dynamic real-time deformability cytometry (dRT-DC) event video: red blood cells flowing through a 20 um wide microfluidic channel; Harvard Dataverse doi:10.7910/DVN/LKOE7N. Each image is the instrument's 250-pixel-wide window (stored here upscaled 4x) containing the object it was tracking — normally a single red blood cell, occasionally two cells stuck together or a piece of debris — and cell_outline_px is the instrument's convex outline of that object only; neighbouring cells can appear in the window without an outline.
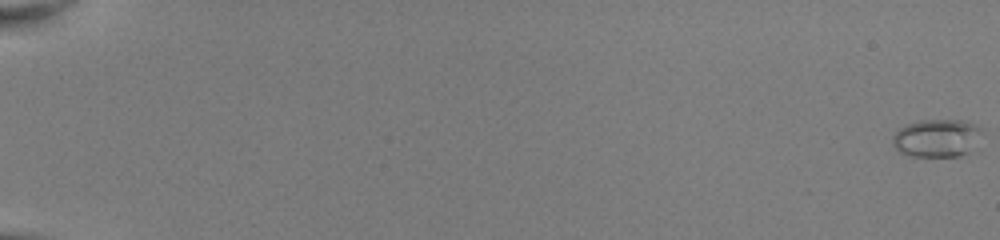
{"species": "common noctule bat (a hibernating species)", "species_latin": "Nyctalus noctula", "temperature_condition": "room temperature", "stored_images_in_passage": 53, "camera_frame_rate_fps": 3000, "um_per_image_px": 0.085, "animal": {"sex": "female", "body_mass_g": 22.0, "forearm_length_mm": 56.7}, "frame": {"image": 1, "passage_image": 1, "time_ms": 0.0, "image_size_px": [1000, 240], "cell_outline_px": [[980, 132], [968, 152], [960, 156], [908, 156], [900, 152], [892, 144], [892, 136], [900, 128], [908, 124], [920, 120], [968, 120], [980, 128]], "centroid_in_image_um": [79.56, 11.73], "position_along_channel_um": 5.4, "area_um2": 19.42}}
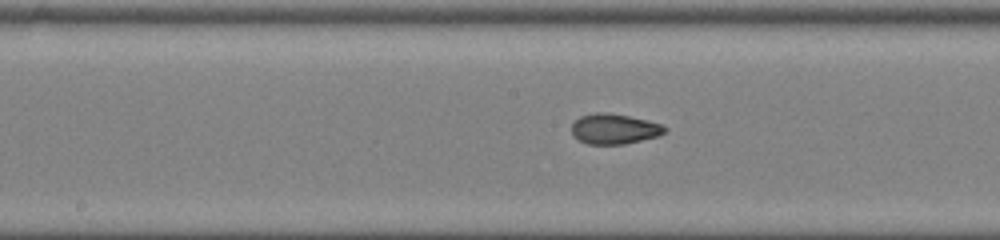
{"frame": {"image": 2, "passage_image": 31, "time_ms": 10.0, "image_size_px": [1000, 240], "cell_outline_px": [[668, 128], [660, 136], [624, 144], [588, 144], [572, 136], [572, 124], [580, 116], [596, 112], [604, 112], [628, 116], [660, 124]], "centroid_in_image_um": [52.2, 10.96], "position_along_channel_um": 196.0, "area_um2": 16.3}}
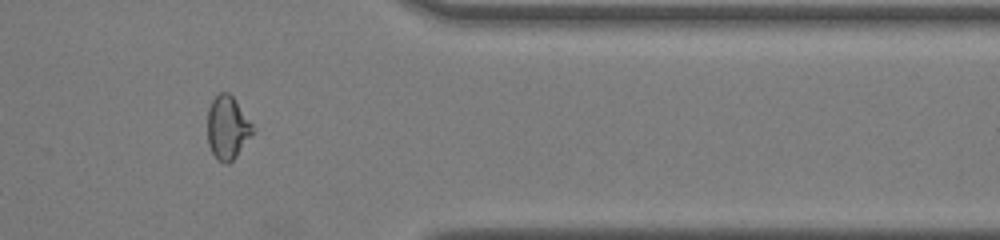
{"frame": {"image": 3, "passage_image": 46, "time_ms": 15.0, "image_size_px": [1000, 240], "cell_outline_px": [[252, 132], [236, 156], [228, 164], [224, 164], [216, 160], [208, 144], [208, 108], [212, 100], [220, 92], [228, 92], [232, 96], [252, 124]], "centroid_in_image_um": [19.29, 10.86], "position_along_channel_um": 392.1, "area_um2": 16.3}, "authors_computed_cell_mechanics": {"area_um2": 16.8198, "velocity_mm_per_s": 4.0841, "shape_relaxation_time_tau1_ms": null, "shape_relaxation_time_tau2_ms": 1.3183, "deformation_change_tau1": null, "deformation_change_tau2": 0.0667}}